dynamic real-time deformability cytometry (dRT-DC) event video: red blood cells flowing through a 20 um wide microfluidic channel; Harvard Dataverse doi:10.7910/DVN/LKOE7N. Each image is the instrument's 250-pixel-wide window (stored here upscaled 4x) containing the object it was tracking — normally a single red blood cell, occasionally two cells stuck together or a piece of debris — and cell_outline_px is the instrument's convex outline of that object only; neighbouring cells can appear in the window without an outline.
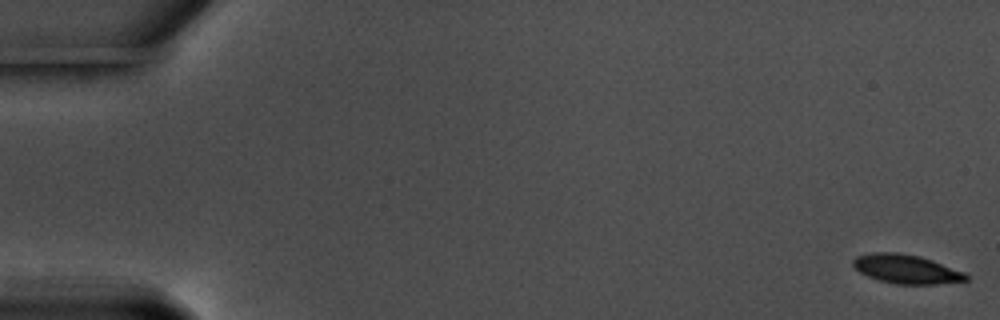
{"species": "common noctule bat (a hibernating species)", "species_latin": "Nyctalus noctula", "temperature_condition": "warm", "stored_images_in_passage": 58, "camera_frame_rate_fps": 3000, "um_per_image_px": 0.085, "animal": {"sex": "male", "body_mass_g": 17.5, "forearm_length_mm": 52.3}, "frame": {"image": 1, "passage_image": 1, "time_ms": 0.0, "image_size_px": [1000, 320], "cell_outline_px": [[968, 280], [936, 284], [896, 284], [880, 280], [868, 276], [860, 272], [852, 264], [852, 260], [856, 256], [872, 252], [900, 252], [920, 256], [932, 260], [964, 272], [968, 276]], "centroid_in_image_um": [77.02, 22.86], "position_along_channel_um": 8.0, "area_um2": 19.02}}
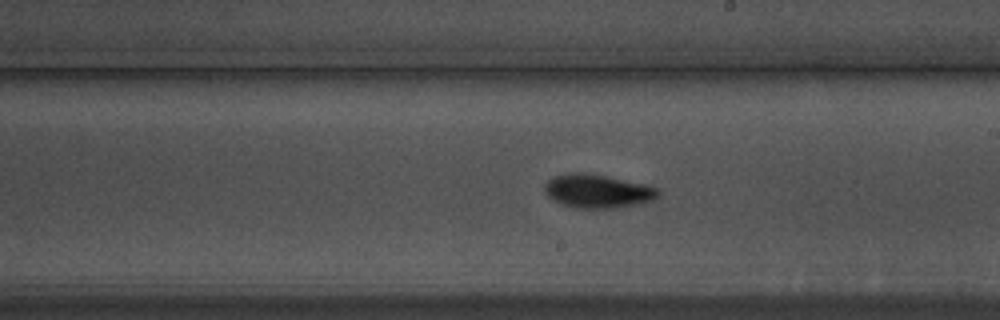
{"frame": {"image": 2, "passage_image": 34, "time_ms": 11.0, "image_size_px": [1000, 320], "cell_outline_px": [[660, 196], [652, 200], [636, 204], [612, 208], [576, 208], [552, 200], [544, 192], [544, 184], [548, 180], [556, 176], [572, 172], [580, 172], [604, 176], [644, 184], [660, 188]], "centroid_in_image_um": [50.79, 16.25], "position_along_channel_um": 238.2, "area_um2": 22.02}}
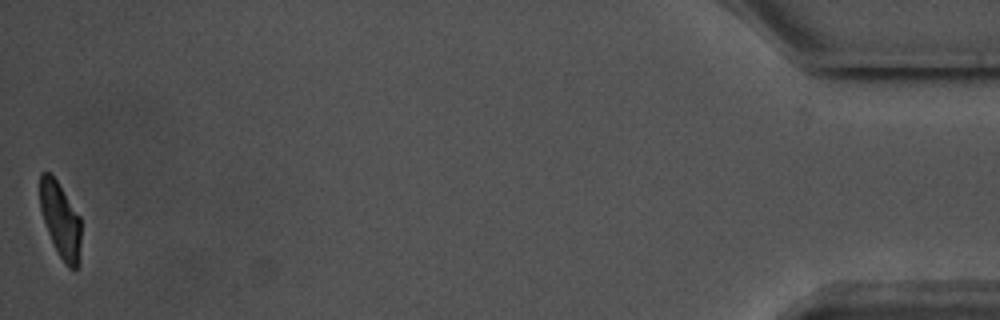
{"frame": {"image": 3, "passage_image": 58, "time_ms": 19.0, "image_size_px": [1000, 320], "cell_outline_px": [[80, 264], [76, 268], [68, 268], [60, 256], [48, 232], [40, 208], [40, 172], [48, 172], [56, 180], [80, 216]], "centroid_in_image_um": [5.15, 18.71], "position_along_channel_um": 430.0, "area_um2": 17.74}, "authors_computed_cell_mechanics": {"area_um2": 20.2589, "velocity_mm_per_s": 3.555, "shape_relaxation_time_tau1_ms": 3.1104, "shape_relaxation_time_tau2_ms": 2.759, "deformation_change_tau1": 0.1358, "deformation_change_tau2": 0.0716}}